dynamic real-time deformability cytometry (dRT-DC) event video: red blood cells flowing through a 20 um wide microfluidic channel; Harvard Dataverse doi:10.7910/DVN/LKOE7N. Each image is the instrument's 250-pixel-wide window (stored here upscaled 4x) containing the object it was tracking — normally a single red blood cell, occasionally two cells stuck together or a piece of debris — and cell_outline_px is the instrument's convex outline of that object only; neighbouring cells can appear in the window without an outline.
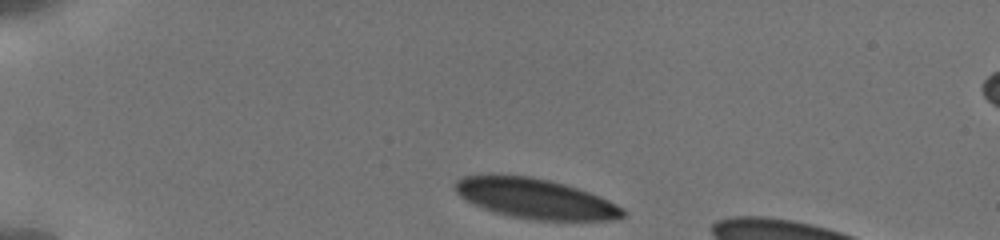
{"species": "human", "species_latin": "Homo sapiens", "temperature_condition": "cold", "stored_images_in_passage": 7, "camera_frame_rate_fps": 3000, "um_per_image_px": 0.085, "donor": {"sex": "male"}, "frame": {"image": 1, "passage_image": 1, "time_ms": 0.0, "image_size_px": [1000, 240], "cell_outline_px": [[628, 216], [616, 220], [532, 220], [512, 216], [496, 212], [484, 208], [460, 196], [456, 192], [452, 184], [456, 180], [464, 176], [488, 172], [528, 176], [548, 180], [564, 184], [588, 192], [608, 200], [624, 208], [628, 212]], "centroid_in_image_um": [45.49, 16.86], "position_along_channel_um": 39.5, "area_um2": 39.59}}
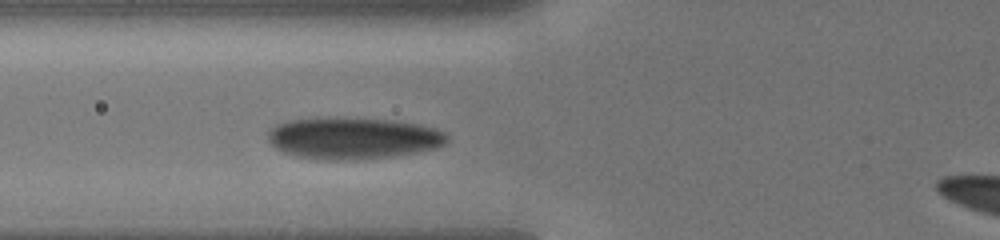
{"frame": {"image": 2, "passage_image": 7, "time_ms": 3.0, "image_size_px": [1000, 240], "cell_outline_px": [[448, 144], [436, 148], [416, 152], [392, 156], [340, 160], [328, 160], [296, 156], [280, 152], [268, 140], [268, 132], [276, 124], [288, 120], [388, 120], [420, 124], [444, 132], [448, 136]], "centroid_in_image_um": [30.03, 11.78], "position_along_channel_um": 95.8, "area_um2": 42.31}}